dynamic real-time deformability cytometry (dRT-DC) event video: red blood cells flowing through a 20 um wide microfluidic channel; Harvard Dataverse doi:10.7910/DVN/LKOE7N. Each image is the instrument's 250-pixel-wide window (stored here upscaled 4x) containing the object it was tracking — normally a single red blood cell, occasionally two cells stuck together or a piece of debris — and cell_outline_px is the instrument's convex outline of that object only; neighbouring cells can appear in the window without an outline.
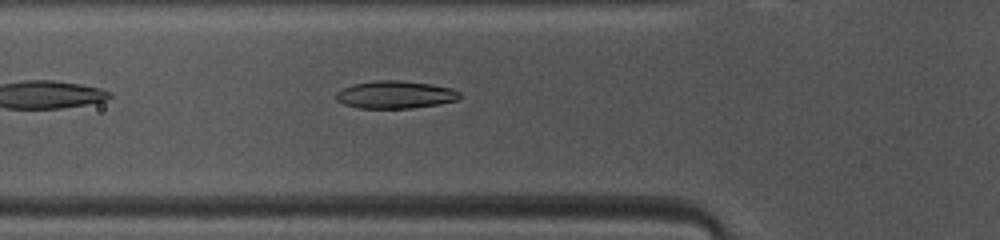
{"species": "common noctule bat (a hibernating species)", "species_latin": "Nyctalus noctula", "temperature_condition": "warm", "stored_images_in_passage": 38, "camera_frame_rate_fps": 3000, "um_per_image_px": 0.085, "animal": {"sex": "female", "body_mass_g": 10.0, "forearm_length_mm": 53.1}, "frame": {"image": 1, "passage_image": 6, "time_ms": 1.667, "image_size_px": [1000, 240], "cell_outline_px": [[460, 96], [456, 100], [440, 104], [412, 108], [360, 108], [344, 104], [336, 100], [336, 92], [340, 88], [352, 84], [376, 80], [396, 80], [432, 84], [452, 88], [460, 92]], "centroid_in_image_um": [33.57, 8.04], "position_along_channel_um": 92.2, "area_um2": 20.0}}
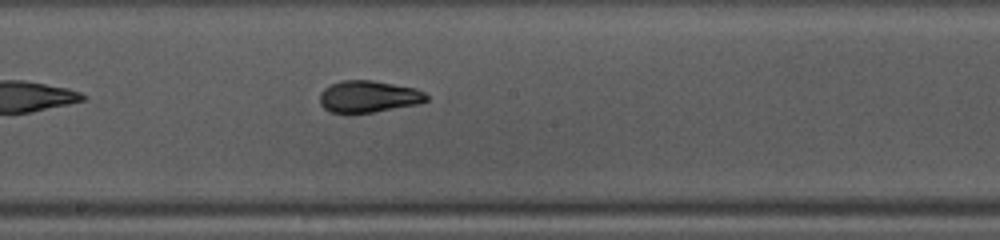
{"frame": {"image": 2, "passage_image": 15, "time_ms": 4.667, "image_size_px": [1000, 240], "cell_outline_px": [[428, 100], [420, 104], [372, 112], [328, 112], [320, 104], [320, 92], [324, 88], [340, 80], [372, 80], [416, 88], [424, 92], [428, 96]], "centroid_in_image_um": [31.34, 8.2], "position_along_channel_um": 216.9, "area_um2": 19.77}}
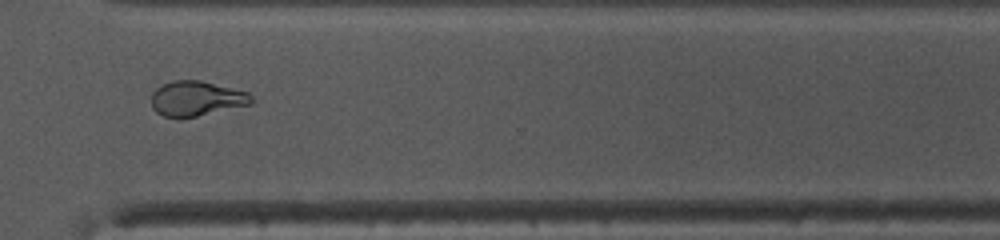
{"frame": {"image": 3, "passage_image": 25, "time_ms": 8.0, "image_size_px": [1000, 240], "cell_outline_px": [[256, 100], [252, 104], [180, 120], [164, 116], [156, 112], [152, 108], [152, 92], [156, 88], [172, 80], [200, 80], [248, 92]], "centroid_in_image_um": [16.7, 8.4], "position_along_channel_um": 353.9, "area_um2": 20.75}, "authors_computed_cell_mechanics": {"area_um2": 19.9988, "velocity_mm_per_s": 4.1259, "shape_relaxation_time_tau1_ms": 4.3365, "shape_relaxation_time_tau2_ms": 1.1298, "deformation_change_tau1": 0.1669, "deformation_change_tau2": 0.0664}}